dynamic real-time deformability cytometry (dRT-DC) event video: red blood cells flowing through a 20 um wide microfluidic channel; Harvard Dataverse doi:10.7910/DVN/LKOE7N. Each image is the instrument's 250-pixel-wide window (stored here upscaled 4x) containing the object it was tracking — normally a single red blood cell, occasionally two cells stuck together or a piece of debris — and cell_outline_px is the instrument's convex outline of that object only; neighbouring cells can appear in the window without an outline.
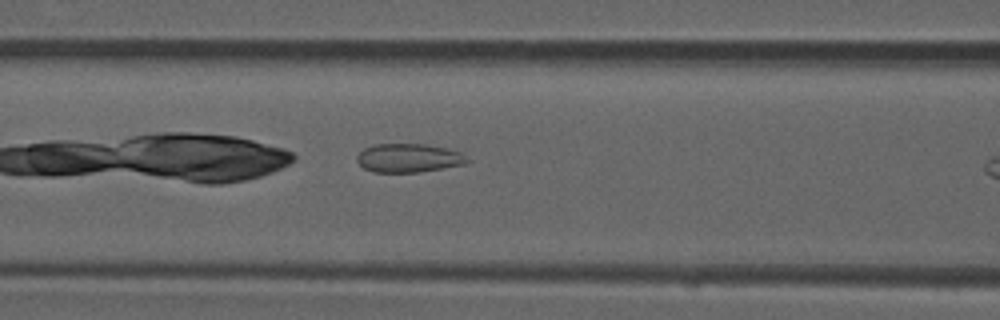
{"species": "common noctule bat (a hibernating species)", "species_latin": "Nyctalus noctula", "temperature_condition": "room temperature", "stored_images_in_passage": 7, "camera_frame_rate_fps": 3000, "um_per_image_px": 0.085, "animal": {"sex": "male", "forearm_length_mm": 52.5}, "frame": {"image": 1, "passage_image": 6, "time_ms": 1.667, "image_size_px": [1000, 320], "cell_outline_px": [[472, 160], [464, 164], [420, 172], [372, 172], [364, 168], [356, 160], [356, 156], [364, 148], [376, 144], [424, 144], [448, 148], [460, 152]], "centroid_in_image_um": [34.74, 13.43], "position_along_channel_um": 131.9, "area_um2": 18.5}}